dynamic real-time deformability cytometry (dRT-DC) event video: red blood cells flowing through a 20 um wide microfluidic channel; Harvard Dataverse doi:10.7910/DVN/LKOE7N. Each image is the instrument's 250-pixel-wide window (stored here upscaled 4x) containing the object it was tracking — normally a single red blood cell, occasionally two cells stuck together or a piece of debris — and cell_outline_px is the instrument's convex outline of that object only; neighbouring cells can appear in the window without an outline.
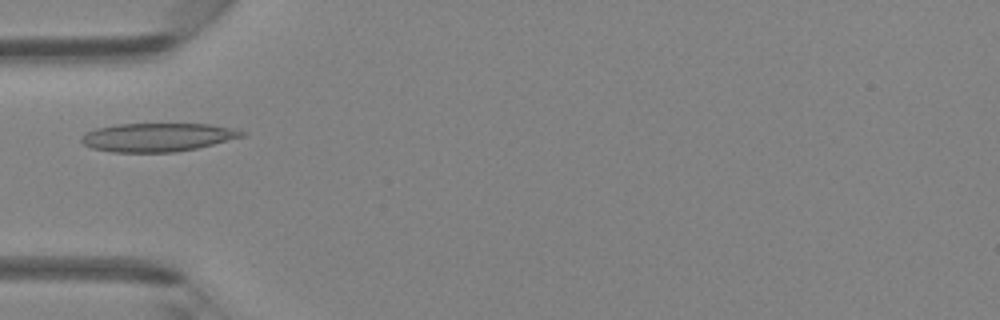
{"species": "Egyptian fruit bat (a non-hibernating species)", "species_latin": "Rousettus aegyptiacus", "temperature_condition": "room temperature", "stored_images_in_passage": 6, "camera_frame_rate_fps": 3000, "um_per_image_px": 0.085, "animal": {"sex": "female"}, "frame": {"image": 1, "passage_image": 5, "time_ms": 4.667, "image_size_px": [1000, 320], "cell_outline_px": [[248, 132], [244, 136], [196, 148], [176, 152], [112, 152], [92, 148], [84, 144], [80, 140], [80, 136], [84, 132], [96, 128], [116, 124], [212, 124], [232, 128]], "centroid_in_image_um": [13.36, 11.66], "position_along_channel_um": 71.6, "area_um2": 26.7}}
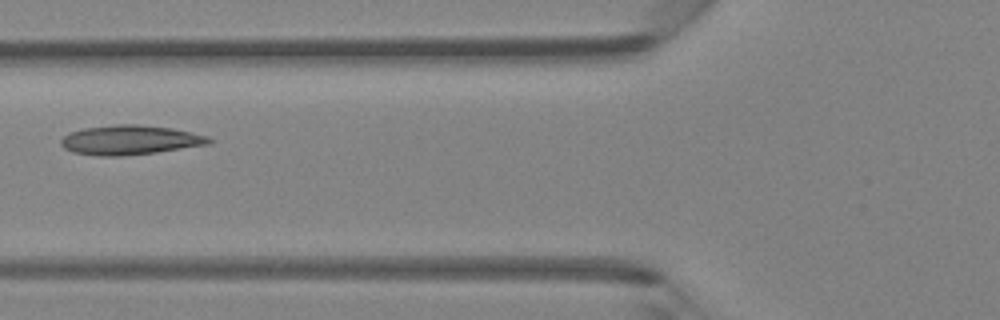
{"frame": {"image": 2, "passage_image": 6, "time_ms": 5.667, "image_size_px": [1000, 320], "cell_outline_px": [[216, 140], [208, 144], [156, 152], [120, 156], [96, 156], [72, 152], [64, 148], [60, 144], [60, 140], [68, 132], [84, 128], [116, 124], [136, 124], [172, 128], [192, 132], [208, 136]], "centroid_in_image_um": [11.03, 11.9], "position_along_channel_um": 114.8, "area_um2": 25.55}}